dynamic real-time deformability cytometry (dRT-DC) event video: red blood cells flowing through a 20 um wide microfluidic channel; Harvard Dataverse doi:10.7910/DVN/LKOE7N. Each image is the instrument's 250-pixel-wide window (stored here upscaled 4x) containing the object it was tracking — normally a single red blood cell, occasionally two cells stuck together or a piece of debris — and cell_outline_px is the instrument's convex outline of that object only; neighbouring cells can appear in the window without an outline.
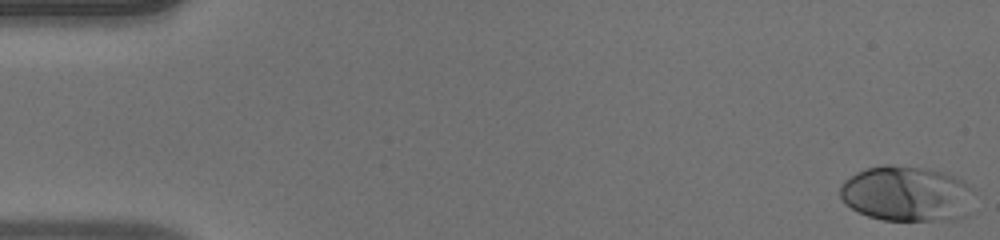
{"species": "human", "species_latin": "Homo sapiens", "temperature_condition": "warm", "stored_images_in_passage": 51, "camera_frame_rate_fps": 3000, "um_per_image_px": 0.085, "donor": {"sex": "male"}, "frame": {"image": 1, "passage_image": 1, "time_ms": 0.0, "image_size_px": [1000, 240], "cell_outline_px": [[976, 192], [972, 212], [968, 216], [956, 220], [884, 220], [868, 216], [844, 204], [840, 196], [840, 184], [844, 180], [856, 172], [880, 164], [888, 164], [916, 168], [940, 172], [952, 176], [968, 184]], "centroid_in_image_um": [77.12, 16.5], "position_along_channel_um": 7.9, "area_um2": 43.81}}
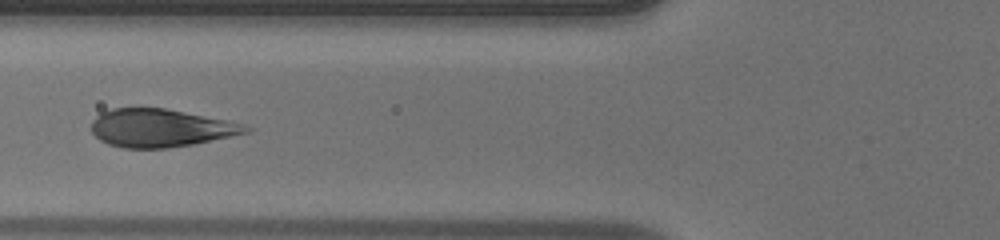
{"frame": {"image": 2, "passage_image": 20, "time_ms": 6.333, "image_size_px": [1000, 240], "cell_outline_px": [[252, 128], [248, 132], [192, 144], [168, 148], [124, 148], [108, 144], [100, 140], [92, 132], [92, 120], [100, 112], [112, 108], [164, 108], [244, 124]], "centroid_in_image_um": [13.58, 10.88], "position_along_channel_um": 112.2, "area_um2": 33.76}}
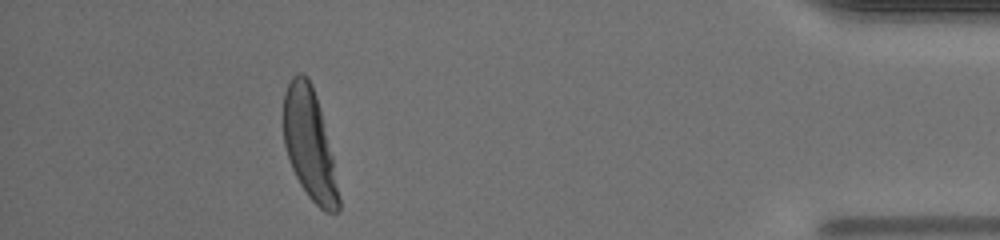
{"frame": {"image": 3, "passage_image": 46, "time_ms": 15.0, "image_size_px": [1000, 240], "cell_outline_px": [[340, 212], [324, 212], [308, 196], [300, 184], [292, 168], [284, 144], [284, 92], [292, 76], [296, 72], [304, 72], [308, 76], [312, 84], [316, 96], [332, 156], [340, 200]], "centroid_in_image_um": [26.3, 12.24], "position_along_channel_um": 408.9, "area_um2": 35.2}}